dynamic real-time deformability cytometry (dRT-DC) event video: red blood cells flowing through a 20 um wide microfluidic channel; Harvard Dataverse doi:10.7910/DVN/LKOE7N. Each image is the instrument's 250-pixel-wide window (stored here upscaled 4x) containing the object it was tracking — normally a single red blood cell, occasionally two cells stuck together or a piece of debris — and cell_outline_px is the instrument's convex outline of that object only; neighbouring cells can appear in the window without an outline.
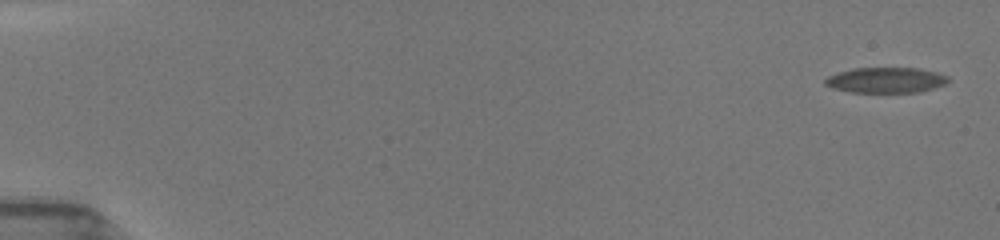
{"species": "common noctule bat (a hibernating species)", "species_latin": "Nyctalus noctula", "temperature_condition": "room temperature", "stored_images_in_passage": 24, "camera_frame_rate_fps": 3000, "um_per_image_px": 0.085, "animal": {"sex": "female", "body_mass_g": 19.5, "forearm_length_mm": 54.1}, "frame": {"image": 1, "passage_image": 1, "time_ms": 0.0, "image_size_px": [1000, 240], "cell_outline_px": [[948, 80], [944, 84], [920, 92], [852, 92], [832, 88], [824, 84], [824, 80], [828, 76], [852, 68], [920, 68], [936, 72], [948, 76]], "centroid_in_image_um": [75.28, 6.8], "position_along_channel_um": 9.7, "area_um2": 18.15}}
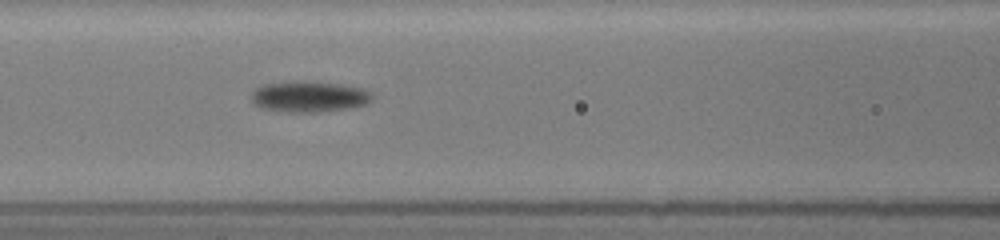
{"frame": {"image": 2, "passage_image": 12, "time_ms": 7.667, "image_size_px": [1000, 240], "cell_outline_px": [[372, 100], [368, 104], [348, 108], [320, 112], [288, 112], [260, 108], [252, 100], [252, 92], [256, 88], [264, 84], [296, 80], [304, 80], [336, 84], [360, 88], [372, 92]], "centroid_in_image_um": [26.27, 8.21], "position_along_channel_um": 140.3, "area_um2": 21.85}}
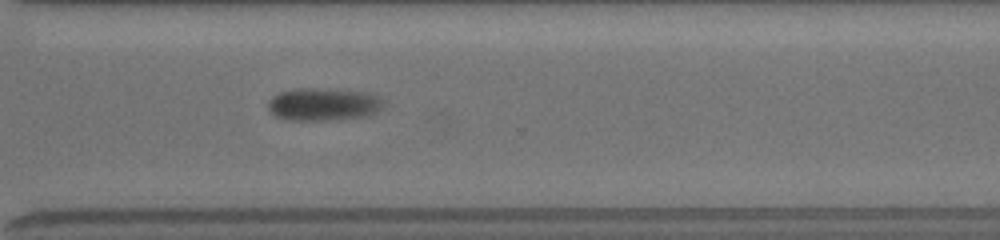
{"frame": {"image": 3, "passage_image": 24, "time_ms": 13.0, "image_size_px": [1000, 240], "cell_outline_px": [[384, 104], [376, 112], [360, 116], [320, 120], [288, 120], [276, 116], [268, 112], [268, 100], [272, 96], [280, 92], [300, 88], [312, 88], [368, 92], [384, 100]], "centroid_in_image_um": [27.42, 8.85], "position_along_channel_um": 343.2, "area_um2": 21.68}}